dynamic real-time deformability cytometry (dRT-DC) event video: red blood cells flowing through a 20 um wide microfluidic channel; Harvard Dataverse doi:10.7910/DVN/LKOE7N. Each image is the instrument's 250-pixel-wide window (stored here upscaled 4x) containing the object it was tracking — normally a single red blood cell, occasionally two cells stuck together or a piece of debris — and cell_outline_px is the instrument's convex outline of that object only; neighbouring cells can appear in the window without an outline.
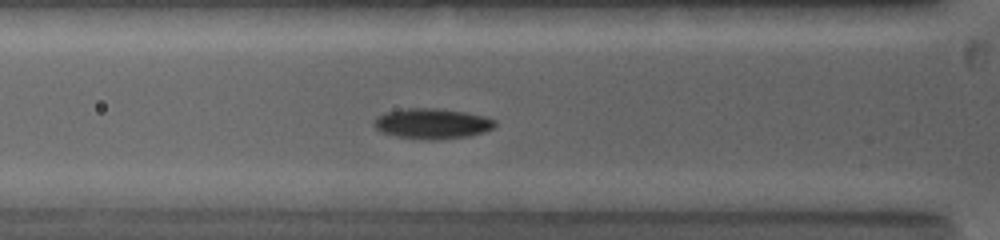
{"species": "common noctule bat (a hibernating species)", "species_latin": "Nyctalus noctula", "temperature_condition": "warm", "stored_images_in_passage": 33, "camera_frame_rate_fps": 5000, "um_per_image_px": 0.085, "animal": {"sex": "female", "body_mass_g": 19.0, "forearm_length_mm": 53.3}, "frame": {"image": 1, "passage_image": 8, "time_ms": 2.8, "image_size_px": [1000, 240], "cell_outline_px": [[496, 124], [492, 128], [484, 132], [468, 136], [436, 140], [432, 140], [396, 136], [384, 132], [376, 128], [372, 124], [376, 116], [384, 112], [408, 108], [440, 108], [464, 112], [484, 116], [496, 120]], "centroid_in_image_um": [36.72, 10.5], "position_along_channel_um": 89.1, "area_um2": 21.39}}
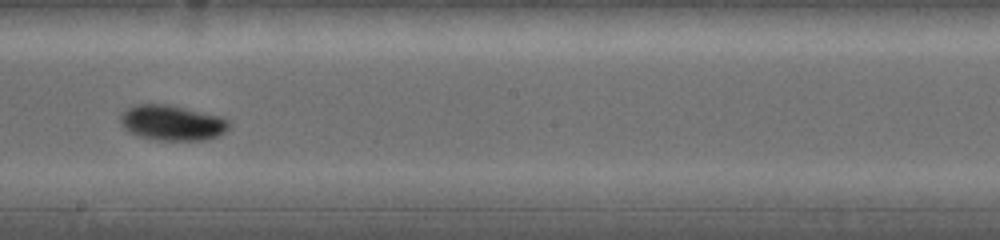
{"frame": {"image": 2, "passage_image": 17, "time_ms": 6.4, "image_size_px": [1000, 240], "cell_outline_px": [[232, 124], [224, 132], [208, 140], [156, 140], [136, 136], [128, 132], [120, 124], [120, 112], [136, 104], [168, 104], [220, 116], [228, 120]], "centroid_in_image_um": [14.59, 10.44], "position_along_channel_um": 233.6, "area_um2": 22.6}}
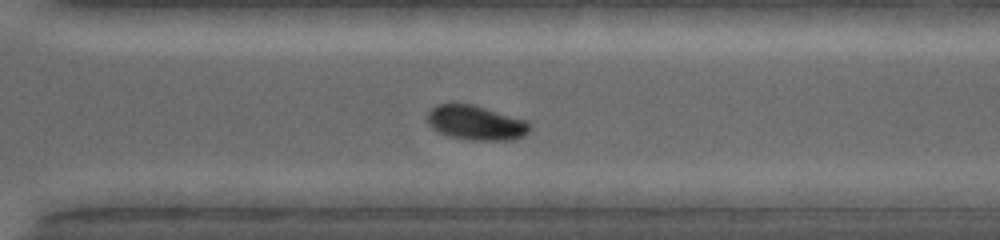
{"frame": {"image": 3, "passage_image": 23, "time_ms": 8.8, "image_size_px": [1000, 240], "cell_outline_px": [[532, 124], [528, 132], [512, 140], [472, 140], [448, 136], [432, 128], [428, 124], [428, 112], [436, 104], [452, 100], [472, 104], [528, 120]], "centroid_in_image_um": [40.42, 10.39], "position_along_channel_um": 330.2, "area_um2": 21.1}, "authors_computed_cell_mechanics": {"area_um2": 20.519, "velocity_mm_per_s": 4.0161, "shape_relaxation_time_tau1_ms": 1.9751, "shape_relaxation_time_tau2_ms": null, "deformation_change_tau1": 0.1141, "deformation_change_tau2": null}}